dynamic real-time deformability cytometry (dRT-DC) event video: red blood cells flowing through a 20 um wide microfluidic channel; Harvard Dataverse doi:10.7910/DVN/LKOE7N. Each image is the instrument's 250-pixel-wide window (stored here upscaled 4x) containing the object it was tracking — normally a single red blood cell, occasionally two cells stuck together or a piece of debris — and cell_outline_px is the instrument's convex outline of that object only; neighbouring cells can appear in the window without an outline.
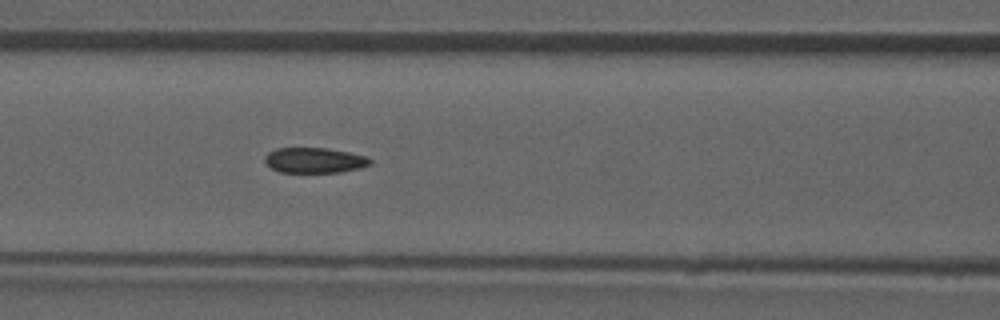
{"species": "common noctule bat (a hibernating species)", "species_latin": "Nyctalus noctula", "temperature_condition": "room temperature", "stored_images_in_passage": 39, "camera_frame_rate_fps": 3000, "um_per_image_px": 0.085, "animal": {"sex": "male", "forearm_length_mm": 52.5}, "frame": {"image": 1, "passage_image": 12, "time_ms": 3.667, "image_size_px": [1000, 320], "cell_outline_px": [[372, 164], [360, 168], [340, 172], [280, 172], [272, 168], [264, 160], [264, 156], [268, 152], [276, 148], [324, 148], [348, 152], [364, 156], [372, 160]], "centroid_in_image_um": [26.72, 13.62], "position_along_channel_um": 139.9, "area_um2": 15.43}}